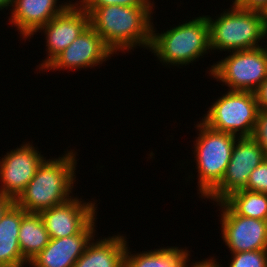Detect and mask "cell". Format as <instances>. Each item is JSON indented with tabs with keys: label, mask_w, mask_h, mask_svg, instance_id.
I'll list each match as a JSON object with an SVG mask.
<instances>
[{
	"label": "cell",
	"mask_w": 267,
	"mask_h": 267,
	"mask_svg": "<svg viewBox=\"0 0 267 267\" xmlns=\"http://www.w3.org/2000/svg\"><path fill=\"white\" fill-rule=\"evenodd\" d=\"M218 205L221 238L231 253L267 250V221L236 215L223 201Z\"/></svg>",
	"instance_id": "8fae6325"
},
{
	"label": "cell",
	"mask_w": 267,
	"mask_h": 267,
	"mask_svg": "<svg viewBox=\"0 0 267 267\" xmlns=\"http://www.w3.org/2000/svg\"><path fill=\"white\" fill-rule=\"evenodd\" d=\"M27 212L15 203L0 220V267H24L29 264L22 256L19 245L21 220Z\"/></svg>",
	"instance_id": "e0dca14e"
},
{
	"label": "cell",
	"mask_w": 267,
	"mask_h": 267,
	"mask_svg": "<svg viewBox=\"0 0 267 267\" xmlns=\"http://www.w3.org/2000/svg\"><path fill=\"white\" fill-rule=\"evenodd\" d=\"M14 204V200L0 193V220L4 213Z\"/></svg>",
	"instance_id": "83f0119b"
},
{
	"label": "cell",
	"mask_w": 267,
	"mask_h": 267,
	"mask_svg": "<svg viewBox=\"0 0 267 267\" xmlns=\"http://www.w3.org/2000/svg\"><path fill=\"white\" fill-rule=\"evenodd\" d=\"M152 24L149 50L164 65L186 66L210 52L209 23L206 15L157 33Z\"/></svg>",
	"instance_id": "3957f363"
},
{
	"label": "cell",
	"mask_w": 267,
	"mask_h": 267,
	"mask_svg": "<svg viewBox=\"0 0 267 267\" xmlns=\"http://www.w3.org/2000/svg\"><path fill=\"white\" fill-rule=\"evenodd\" d=\"M126 236L92 239L73 267H125Z\"/></svg>",
	"instance_id": "2e32d148"
},
{
	"label": "cell",
	"mask_w": 267,
	"mask_h": 267,
	"mask_svg": "<svg viewBox=\"0 0 267 267\" xmlns=\"http://www.w3.org/2000/svg\"><path fill=\"white\" fill-rule=\"evenodd\" d=\"M90 25L89 15L77 3L71 2L60 14L56 15L45 25L41 26L33 35L42 31L46 40L47 57L40 63V71L55 58L65 48L79 37L85 29Z\"/></svg>",
	"instance_id": "9c48e42d"
},
{
	"label": "cell",
	"mask_w": 267,
	"mask_h": 267,
	"mask_svg": "<svg viewBox=\"0 0 267 267\" xmlns=\"http://www.w3.org/2000/svg\"><path fill=\"white\" fill-rule=\"evenodd\" d=\"M18 240L22 256L28 263L48 245L50 237L39 213L23 216Z\"/></svg>",
	"instance_id": "d6986e66"
},
{
	"label": "cell",
	"mask_w": 267,
	"mask_h": 267,
	"mask_svg": "<svg viewBox=\"0 0 267 267\" xmlns=\"http://www.w3.org/2000/svg\"><path fill=\"white\" fill-rule=\"evenodd\" d=\"M262 17L267 28V6L262 10Z\"/></svg>",
	"instance_id": "f546056e"
},
{
	"label": "cell",
	"mask_w": 267,
	"mask_h": 267,
	"mask_svg": "<svg viewBox=\"0 0 267 267\" xmlns=\"http://www.w3.org/2000/svg\"><path fill=\"white\" fill-rule=\"evenodd\" d=\"M209 75L225 84L231 91L255 92L267 78V52L265 46L232 51L209 67Z\"/></svg>",
	"instance_id": "52a82bcc"
},
{
	"label": "cell",
	"mask_w": 267,
	"mask_h": 267,
	"mask_svg": "<svg viewBox=\"0 0 267 267\" xmlns=\"http://www.w3.org/2000/svg\"><path fill=\"white\" fill-rule=\"evenodd\" d=\"M259 110H267V78L254 92Z\"/></svg>",
	"instance_id": "484cf974"
},
{
	"label": "cell",
	"mask_w": 267,
	"mask_h": 267,
	"mask_svg": "<svg viewBox=\"0 0 267 267\" xmlns=\"http://www.w3.org/2000/svg\"><path fill=\"white\" fill-rule=\"evenodd\" d=\"M217 259L214 257L206 258L204 260H199L198 262L195 261L191 262L189 267H223L222 264L220 265L217 261Z\"/></svg>",
	"instance_id": "4316f807"
},
{
	"label": "cell",
	"mask_w": 267,
	"mask_h": 267,
	"mask_svg": "<svg viewBox=\"0 0 267 267\" xmlns=\"http://www.w3.org/2000/svg\"><path fill=\"white\" fill-rule=\"evenodd\" d=\"M232 2L239 8L260 12L267 6V0H234Z\"/></svg>",
	"instance_id": "d4e9b609"
},
{
	"label": "cell",
	"mask_w": 267,
	"mask_h": 267,
	"mask_svg": "<svg viewBox=\"0 0 267 267\" xmlns=\"http://www.w3.org/2000/svg\"><path fill=\"white\" fill-rule=\"evenodd\" d=\"M64 152L61 157L43 160L32 180L14 201L18 207L27 213H40L74 197L77 152Z\"/></svg>",
	"instance_id": "7a4b0ae2"
},
{
	"label": "cell",
	"mask_w": 267,
	"mask_h": 267,
	"mask_svg": "<svg viewBox=\"0 0 267 267\" xmlns=\"http://www.w3.org/2000/svg\"><path fill=\"white\" fill-rule=\"evenodd\" d=\"M59 0H13L10 24L19 30L20 36L25 41L32 38L33 34L43 25L60 14L70 3L66 1L57 4ZM28 38V39H27Z\"/></svg>",
	"instance_id": "9a60e30c"
},
{
	"label": "cell",
	"mask_w": 267,
	"mask_h": 267,
	"mask_svg": "<svg viewBox=\"0 0 267 267\" xmlns=\"http://www.w3.org/2000/svg\"><path fill=\"white\" fill-rule=\"evenodd\" d=\"M96 201L73 197L65 203L40 212L50 239L79 234L95 217Z\"/></svg>",
	"instance_id": "4fadbf2b"
},
{
	"label": "cell",
	"mask_w": 267,
	"mask_h": 267,
	"mask_svg": "<svg viewBox=\"0 0 267 267\" xmlns=\"http://www.w3.org/2000/svg\"><path fill=\"white\" fill-rule=\"evenodd\" d=\"M200 121L218 132L252 137L259 106L254 92L231 91L218 97Z\"/></svg>",
	"instance_id": "8992f818"
},
{
	"label": "cell",
	"mask_w": 267,
	"mask_h": 267,
	"mask_svg": "<svg viewBox=\"0 0 267 267\" xmlns=\"http://www.w3.org/2000/svg\"><path fill=\"white\" fill-rule=\"evenodd\" d=\"M23 143L22 146L7 151L0 159V193L14 201L24 191L38 166L46 158L31 142Z\"/></svg>",
	"instance_id": "30bf717a"
},
{
	"label": "cell",
	"mask_w": 267,
	"mask_h": 267,
	"mask_svg": "<svg viewBox=\"0 0 267 267\" xmlns=\"http://www.w3.org/2000/svg\"><path fill=\"white\" fill-rule=\"evenodd\" d=\"M252 138L267 154V110H259Z\"/></svg>",
	"instance_id": "cb8c5ba5"
},
{
	"label": "cell",
	"mask_w": 267,
	"mask_h": 267,
	"mask_svg": "<svg viewBox=\"0 0 267 267\" xmlns=\"http://www.w3.org/2000/svg\"><path fill=\"white\" fill-rule=\"evenodd\" d=\"M245 189L267 193V158L250 173Z\"/></svg>",
	"instance_id": "603a6c76"
},
{
	"label": "cell",
	"mask_w": 267,
	"mask_h": 267,
	"mask_svg": "<svg viewBox=\"0 0 267 267\" xmlns=\"http://www.w3.org/2000/svg\"><path fill=\"white\" fill-rule=\"evenodd\" d=\"M13 4V0H0V11H2L4 8L7 10L9 8V10L11 9L10 7H12Z\"/></svg>",
	"instance_id": "f1b7e54d"
},
{
	"label": "cell",
	"mask_w": 267,
	"mask_h": 267,
	"mask_svg": "<svg viewBox=\"0 0 267 267\" xmlns=\"http://www.w3.org/2000/svg\"><path fill=\"white\" fill-rule=\"evenodd\" d=\"M153 9V11H152ZM153 7L103 6L89 14L90 26L105 44L116 52H129L137 46L149 49Z\"/></svg>",
	"instance_id": "6da1fadb"
},
{
	"label": "cell",
	"mask_w": 267,
	"mask_h": 267,
	"mask_svg": "<svg viewBox=\"0 0 267 267\" xmlns=\"http://www.w3.org/2000/svg\"><path fill=\"white\" fill-rule=\"evenodd\" d=\"M229 267H267V250L231 253Z\"/></svg>",
	"instance_id": "44dd1931"
},
{
	"label": "cell",
	"mask_w": 267,
	"mask_h": 267,
	"mask_svg": "<svg viewBox=\"0 0 267 267\" xmlns=\"http://www.w3.org/2000/svg\"><path fill=\"white\" fill-rule=\"evenodd\" d=\"M266 158L267 154L252 137H238L223 179L205 198L218 203L245 189L250 173Z\"/></svg>",
	"instance_id": "ba28073f"
},
{
	"label": "cell",
	"mask_w": 267,
	"mask_h": 267,
	"mask_svg": "<svg viewBox=\"0 0 267 267\" xmlns=\"http://www.w3.org/2000/svg\"><path fill=\"white\" fill-rule=\"evenodd\" d=\"M78 4L89 15L93 10L103 6L154 7L151 0H77Z\"/></svg>",
	"instance_id": "7402d4cb"
},
{
	"label": "cell",
	"mask_w": 267,
	"mask_h": 267,
	"mask_svg": "<svg viewBox=\"0 0 267 267\" xmlns=\"http://www.w3.org/2000/svg\"><path fill=\"white\" fill-rule=\"evenodd\" d=\"M231 7L216 19L206 16L209 23L210 49L240 51L262 47L267 38V28L260 11ZM261 45V46H260Z\"/></svg>",
	"instance_id": "277c9868"
},
{
	"label": "cell",
	"mask_w": 267,
	"mask_h": 267,
	"mask_svg": "<svg viewBox=\"0 0 267 267\" xmlns=\"http://www.w3.org/2000/svg\"><path fill=\"white\" fill-rule=\"evenodd\" d=\"M194 127L199 133L193 145L198 172L197 194L205 199L223 179L238 136L212 130L201 121Z\"/></svg>",
	"instance_id": "5b68a950"
},
{
	"label": "cell",
	"mask_w": 267,
	"mask_h": 267,
	"mask_svg": "<svg viewBox=\"0 0 267 267\" xmlns=\"http://www.w3.org/2000/svg\"><path fill=\"white\" fill-rule=\"evenodd\" d=\"M128 246L127 244L125 251V267H189L190 264V251L186 247L167 246L132 254Z\"/></svg>",
	"instance_id": "ac0fdd59"
},
{
	"label": "cell",
	"mask_w": 267,
	"mask_h": 267,
	"mask_svg": "<svg viewBox=\"0 0 267 267\" xmlns=\"http://www.w3.org/2000/svg\"><path fill=\"white\" fill-rule=\"evenodd\" d=\"M113 54L100 35L89 25L69 47L65 48L44 68V71H60L62 69L78 71L81 68H95L109 60Z\"/></svg>",
	"instance_id": "7c38bea8"
},
{
	"label": "cell",
	"mask_w": 267,
	"mask_h": 267,
	"mask_svg": "<svg viewBox=\"0 0 267 267\" xmlns=\"http://www.w3.org/2000/svg\"><path fill=\"white\" fill-rule=\"evenodd\" d=\"M223 202L236 215L267 221V193L243 189L231 193Z\"/></svg>",
	"instance_id": "ffe728a7"
},
{
	"label": "cell",
	"mask_w": 267,
	"mask_h": 267,
	"mask_svg": "<svg viewBox=\"0 0 267 267\" xmlns=\"http://www.w3.org/2000/svg\"><path fill=\"white\" fill-rule=\"evenodd\" d=\"M95 217L79 234L50 239L48 245L36 255L29 267H73L95 236Z\"/></svg>",
	"instance_id": "5bb4252c"
}]
</instances>
